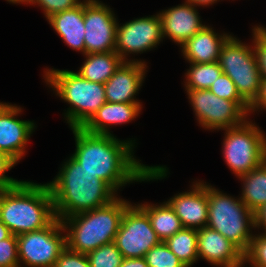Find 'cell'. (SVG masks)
Listing matches in <instances>:
<instances>
[{
    "label": "cell",
    "mask_w": 266,
    "mask_h": 267,
    "mask_svg": "<svg viewBox=\"0 0 266 267\" xmlns=\"http://www.w3.org/2000/svg\"><path fill=\"white\" fill-rule=\"evenodd\" d=\"M72 131L76 142L72 157L115 192L132 181H150L167 176L166 167L146 166L133 157L132 140L122 142L113 134H93L83 128H72Z\"/></svg>",
    "instance_id": "6da1fadb"
},
{
    "label": "cell",
    "mask_w": 266,
    "mask_h": 267,
    "mask_svg": "<svg viewBox=\"0 0 266 267\" xmlns=\"http://www.w3.org/2000/svg\"><path fill=\"white\" fill-rule=\"evenodd\" d=\"M56 178L47 183L55 216L60 220L109 204L115 191L102 179L83 169L72 156Z\"/></svg>",
    "instance_id": "7a4b0ae2"
},
{
    "label": "cell",
    "mask_w": 266,
    "mask_h": 267,
    "mask_svg": "<svg viewBox=\"0 0 266 267\" xmlns=\"http://www.w3.org/2000/svg\"><path fill=\"white\" fill-rule=\"evenodd\" d=\"M55 218L47 184L22 181L14 188L0 190V221L13 235L43 229Z\"/></svg>",
    "instance_id": "3957f363"
},
{
    "label": "cell",
    "mask_w": 266,
    "mask_h": 267,
    "mask_svg": "<svg viewBox=\"0 0 266 267\" xmlns=\"http://www.w3.org/2000/svg\"><path fill=\"white\" fill-rule=\"evenodd\" d=\"M130 205L126 200L116 197L105 206L64 218L61 220L63 228L65 231L69 229L65 235L66 247L88 254L114 242L125 210Z\"/></svg>",
    "instance_id": "277c9868"
},
{
    "label": "cell",
    "mask_w": 266,
    "mask_h": 267,
    "mask_svg": "<svg viewBox=\"0 0 266 267\" xmlns=\"http://www.w3.org/2000/svg\"><path fill=\"white\" fill-rule=\"evenodd\" d=\"M44 72L47 84L71 105L65 113L71 129L82 128L107 102L104 84L88 81L74 71L48 69Z\"/></svg>",
    "instance_id": "5b68a950"
},
{
    "label": "cell",
    "mask_w": 266,
    "mask_h": 267,
    "mask_svg": "<svg viewBox=\"0 0 266 267\" xmlns=\"http://www.w3.org/2000/svg\"><path fill=\"white\" fill-rule=\"evenodd\" d=\"M207 197V227L218 231L245 253L253 238L249 226H255L254 213L240 198L229 197L210 185H207Z\"/></svg>",
    "instance_id": "8992f818"
},
{
    "label": "cell",
    "mask_w": 266,
    "mask_h": 267,
    "mask_svg": "<svg viewBox=\"0 0 266 267\" xmlns=\"http://www.w3.org/2000/svg\"><path fill=\"white\" fill-rule=\"evenodd\" d=\"M217 62L223 73L234 82L240 96L251 106L258 98L262 80L253 46L230 36L223 44Z\"/></svg>",
    "instance_id": "52a82bcc"
},
{
    "label": "cell",
    "mask_w": 266,
    "mask_h": 267,
    "mask_svg": "<svg viewBox=\"0 0 266 267\" xmlns=\"http://www.w3.org/2000/svg\"><path fill=\"white\" fill-rule=\"evenodd\" d=\"M223 156L238 177L250 172L266 160V137L252 122L225 129Z\"/></svg>",
    "instance_id": "ba28073f"
},
{
    "label": "cell",
    "mask_w": 266,
    "mask_h": 267,
    "mask_svg": "<svg viewBox=\"0 0 266 267\" xmlns=\"http://www.w3.org/2000/svg\"><path fill=\"white\" fill-rule=\"evenodd\" d=\"M62 222L55 218L48 226L37 231L17 235L20 262L29 267H54L61 252L66 248V236Z\"/></svg>",
    "instance_id": "9c48e42d"
},
{
    "label": "cell",
    "mask_w": 266,
    "mask_h": 267,
    "mask_svg": "<svg viewBox=\"0 0 266 267\" xmlns=\"http://www.w3.org/2000/svg\"><path fill=\"white\" fill-rule=\"evenodd\" d=\"M161 240L148 215L132 204L125 210L114 243L124 258H143Z\"/></svg>",
    "instance_id": "30bf717a"
},
{
    "label": "cell",
    "mask_w": 266,
    "mask_h": 267,
    "mask_svg": "<svg viewBox=\"0 0 266 267\" xmlns=\"http://www.w3.org/2000/svg\"><path fill=\"white\" fill-rule=\"evenodd\" d=\"M197 120L206 129H229L241 125L246 114L234 101L219 98L209 89L187 90Z\"/></svg>",
    "instance_id": "8fae6325"
},
{
    "label": "cell",
    "mask_w": 266,
    "mask_h": 267,
    "mask_svg": "<svg viewBox=\"0 0 266 267\" xmlns=\"http://www.w3.org/2000/svg\"><path fill=\"white\" fill-rule=\"evenodd\" d=\"M112 12L98 0H84L85 54L115 51L118 23Z\"/></svg>",
    "instance_id": "7c38bea8"
},
{
    "label": "cell",
    "mask_w": 266,
    "mask_h": 267,
    "mask_svg": "<svg viewBox=\"0 0 266 267\" xmlns=\"http://www.w3.org/2000/svg\"><path fill=\"white\" fill-rule=\"evenodd\" d=\"M162 38L159 14L137 18L122 26L117 25L115 52L126 62V55L151 50Z\"/></svg>",
    "instance_id": "4fadbf2b"
},
{
    "label": "cell",
    "mask_w": 266,
    "mask_h": 267,
    "mask_svg": "<svg viewBox=\"0 0 266 267\" xmlns=\"http://www.w3.org/2000/svg\"><path fill=\"white\" fill-rule=\"evenodd\" d=\"M20 112V107L11 104L0 107V151L16 162L23 157L25 145L35 129L33 121L15 118Z\"/></svg>",
    "instance_id": "5bb4252c"
},
{
    "label": "cell",
    "mask_w": 266,
    "mask_h": 267,
    "mask_svg": "<svg viewBox=\"0 0 266 267\" xmlns=\"http://www.w3.org/2000/svg\"><path fill=\"white\" fill-rule=\"evenodd\" d=\"M198 257L221 267H242L244 253L218 231L209 227L197 229Z\"/></svg>",
    "instance_id": "9a60e30c"
},
{
    "label": "cell",
    "mask_w": 266,
    "mask_h": 267,
    "mask_svg": "<svg viewBox=\"0 0 266 267\" xmlns=\"http://www.w3.org/2000/svg\"><path fill=\"white\" fill-rule=\"evenodd\" d=\"M146 64L135 59L123 62L104 84L106 101L111 103H140L134 100L144 81Z\"/></svg>",
    "instance_id": "2e32d148"
},
{
    "label": "cell",
    "mask_w": 266,
    "mask_h": 267,
    "mask_svg": "<svg viewBox=\"0 0 266 267\" xmlns=\"http://www.w3.org/2000/svg\"><path fill=\"white\" fill-rule=\"evenodd\" d=\"M191 190L190 192L179 193L167 202L179 217L183 228L206 227L208 223L207 184L195 183Z\"/></svg>",
    "instance_id": "e0dca14e"
},
{
    "label": "cell",
    "mask_w": 266,
    "mask_h": 267,
    "mask_svg": "<svg viewBox=\"0 0 266 267\" xmlns=\"http://www.w3.org/2000/svg\"><path fill=\"white\" fill-rule=\"evenodd\" d=\"M159 17L163 38L168 36L180 46L206 26L202 25L197 9L189 2L167 9L159 13Z\"/></svg>",
    "instance_id": "ac0fdd59"
},
{
    "label": "cell",
    "mask_w": 266,
    "mask_h": 267,
    "mask_svg": "<svg viewBox=\"0 0 266 267\" xmlns=\"http://www.w3.org/2000/svg\"><path fill=\"white\" fill-rule=\"evenodd\" d=\"M230 36L217 35L212 28L205 26L180 47L189 63H213L218 61L220 50Z\"/></svg>",
    "instance_id": "d6986e66"
},
{
    "label": "cell",
    "mask_w": 266,
    "mask_h": 267,
    "mask_svg": "<svg viewBox=\"0 0 266 267\" xmlns=\"http://www.w3.org/2000/svg\"><path fill=\"white\" fill-rule=\"evenodd\" d=\"M47 20L70 48L85 55L83 1L74 8L51 15Z\"/></svg>",
    "instance_id": "ffe728a7"
},
{
    "label": "cell",
    "mask_w": 266,
    "mask_h": 267,
    "mask_svg": "<svg viewBox=\"0 0 266 267\" xmlns=\"http://www.w3.org/2000/svg\"><path fill=\"white\" fill-rule=\"evenodd\" d=\"M141 106V103L105 102L82 128L89 133L109 135L108 125L132 121L141 112Z\"/></svg>",
    "instance_id": "44dd1931"
},
{
    "label": "cell",
    "mask_w": 266,
    "mask_h": 267,
    "mask_svg": "<svg viewBox=\"0 0 266 267\" xmlns=\"http://www.w3.org/2000/svg\"><path fill=\"white\" fill-rule=\"evenodd\" d=\"M86 60L77 72L82 78L105 84L124 62L115 52L85 54Z\"/></svg>",
    "instance_id": "7402d4cb"
},
{
    "label": "cell",
    "mask_w": 266,
    "mask_h": 267,
    "mask_svg": "<svg viewBox=\"0 0 266 267\" xmlns=\"http://www.w3.org/2000/svg\"><path fill=\"white\" fill-rule=\"evenodd\" d=\"M138 206L148 215L152 228L163 242L183 228L179 217L168 202L157 206L154 204H138Z\"/></svg>",
    "instance_id": "603a6c76"
},
{
    "label": "cell",
    "mask_w": 266,
    "mask_h": 267,
    "mask_svg": "<svg viewBox=\"0 0 266 267\" xmlns=\"http://www.w3.org/2000/svg\"><path fill=\"white\" fill-rule=\"evenodd\" d=\"M239 178L244 185L240 199L255 213L266 204V160Z\"/></svg>",
    "instance_id": "cb8c5ba5"
},
{
    "label": "cell",
    "mask_w": 266,
    "mask_h": 267,
    "mask_svg": "<svg viewBox=\"0 0 266 267\" xmlns=\"http://www.w3.org/2000/svg\"><path fill=\"white\" fill-rule=\"evenodd\" d=\"M197 240V229L182 228L164 242L186 267H190L199 258Z\"/></svg>",
    "instance_id": "d4e9b609"
},
{
    "label": "cell",
    "mask_w": 266,
    "mask_h": 267,
    "mask_svg": "<svg viewBox=\"0 0 266 267\" xmlns=\"http://www.w3.org/2000/svg\"><path fill=\"white\" fill-rule=\"evenodd\" d=\"M186 75V90H206L223 73L218 62L190 63Z\"/></svg>",
    "instance_id": "484cf974"
},
{
    "label": "cell",
    "mask_w": 266,
    "mask_h": 267,
    "mask_svg": "<svg viewBox=\"0 0 266 267\" xmlns=\"http://www.w3.org/2000/svg\"><path fill=\"white\" fill-rule=\"evenodd\" d=\"M209 90L219 98L234 101L246 114L250 113V105L240 96L236 85L225 73L217 78Z\"/></svg>",
    "instance_id": "4316f807"
},
{
    "label": "cell",
    "mask_w": 266,
    "mask_h": 267,
    "mask_svg": "<svg viewBox=\"0 0 266 267\" xmlns=\"http://www.w3.org/2000/svg\"><path fill=\"white\" fill-rule=\"evenodd\" d=\"M86 255L91 267H120L124 259L114 242L102 245Z\"/></svg>",
    "instance_id": "83f0119b"
},
{
    "label": "cell",
    "mask_w": 266,
    "mask_h": 267,
    "mask_svg": "<svg viewBox=\"0 0 266 267\" xmlns=\"http://www.w3.org/2000/svg\"><path fill=\"white\" fill-rule=\"evenodd\" d=\"M144 258L148 267H186L163 241L152 247Z\"/></svg>",
    "instance_id": "f1b7e54d"
},
{
    "label": "cell",
    "mask_w": 266,
    "mask_h": 267,
    "mask_svg": "<svg viewBox=\"0 0 266 267\" xmlns=\"http://www.w3.org/2000/svg\"><path fill=\"white\" fill-rule=\"evenodd\" d=\"M244 262L252 267H266V234L253 236L248 250L244 253Z\"/></svg>",
    "instance_id": "f546056e"
},
{
    "label": "cell",
    "mask_w": 266,
    "mask_h": 267,
    "mask_svg": "<svg viewBox=\"0 0 266 267\" xmlns=\"http://www.w3.org/2000/svg\"><path fill=\"white\" fill-rule=\"evenodd\" d=\"M254 53L260 70L261 79H266V28L257 26L253 29Z\"/></svg>",
    "instance_id": "4dcf8cb0"
},
{
    "label": "cell",
    "mask_w": 266,
    "mask_h": 267,
    "mask_svg": "<svg viewBox=\"0 0 266 267\" xmlns=\"http://www.w3.org/2000/svg\"><path fill=\"white\" fill-rule=\"evenodd\" d=\"M0 267H19L16 235L0 241Z\"/></svg>",
    "instance_id": "1f68e13d"
},
{
    "label": "cell",
    "mask_w": 266,
    "mask_h": 267,
    "mask_svg": "<svg viewBox=\"0 0 266 267\" xmlns=\"http://www.w3.org/2000/svg\"><path fill=\"white\" fill-rule=\"evenodd\" d=\"M38 4L43 8L46 18L79 5V0H30L29 4Z\"/></svg>",
    "instance_id": "d6a6232c"
},
{
    "label": "cell",
    "mask_w": 266,
    "mask_h": 267,
    "mask_svg": "<svg viewBox=\"0 0 266 267\" xmlns=\"http://www.w3.org/2000/svg\"><path fill=\"white\" fill-rule=\"evenodd\" d=\"M54 267H91L86 254L74 252L67 247L61 252Z\"/></svg>",
    "instance_id": "836d02e7"
},
{
    "label": "cell",
    "mask_w": 266,
    "mask_h": 267,
    "mask_svg": "<svg viewBox=\"0 0 266 267\" xmlns=\"http://www.w3.org/2000/svg\"><path fill=\"white\" fill-rule=\"evenodd\" d=\"M16 163L13 158L0 151V190L14 188L22 182L4 175Z\"/></svg>",
    "instance_id": "e575fe53"
},
{
    "label": "cell",
    "mask_w": 266,
    "mask_h": 267,
    "mask_svg": "<svg viewBox=\"0 0 266 267\" xmlns=\"http://www.w3.org/2000/svg\"><path fill=\"white\" fill-rule=\"evenodd\" d=\"M259 108H261V110L262 108L266 109V79L261 80L260 93L258 98L250 106L249 111L254 112Z\"/></svg>",
    "instance_id": "d590c367"
},
{
    "label": "cell",
    "mask_w": 266,
    "mask_h": 267,
    "mask_svg": "<svg viewBox=\"0 0 266 267\" xmlns=\"http://www.w3.org/2000/svg\"><path fill=\"white\" fill-rule=\"evenodd\" d=\"M255 226L254 228H261L263 226L266 234V204H264L260 209L254 213Z\"/></svg>",
    "instance_id": "8d00e7d4"
},
{
    "label": "cell",
    "mask_w": 266,
    "mask_h": 267,
    "mask_svg": "<svg viewBox=\"0 0 266 267\" xmlns=\"http://www.w3.org/2000/svg\"><path fill=\"white\" fill-rule=\"evenodd\" d=\"M120 267H148L145 258H124Z\"/></svg>",
    "instance_id": "74e56055"
},
{
    "label": "cell",
    "mask_w": 266,
    "mask_h": 267,
    "mask_svg": "<svg viewBox=\"0 0 266 267\" xmlns=\"http://www.w3.org/2000/svg\"><path fill=\"white\" fill-rule=\"evenodd\" d=\"M12 235L9 228L0 221V241L9 238Z\"/></svg>",
    "instance_id": "f35d334b"
},
{
    "label": "cell",
    "mask_w": 266,
    "mask_h": 267,
    "mask_svg": "<svg viewBox=\"0 0 266 267\" xmlns=\"http://www.w3.org/2000/svg\"><path fill=\"white\" fill-rule=\"evenodd\" d=\"M218 0H187L186 2L191 3L192 5H200V6H204V5H209V4H214L215 2H217Z\"/></svg>",
    "instance_id": "ab89813d"
},
{
    "label": "cell",
    "mask_w": 266,
    "mask_h": 267,
    "mask_svg": "<svg viewBox=\"0 0 266 267\" xmlns=\"http://www.w3.org/2000/svg\"><path fill=\"white\" fill-rule=\"evenodd\" d=\"M7 1L11 3H25V2H27L26 4L30 3V0H7Z\"/></svg>",
    "instance_id": "60d3db41"
}]
</instances>
